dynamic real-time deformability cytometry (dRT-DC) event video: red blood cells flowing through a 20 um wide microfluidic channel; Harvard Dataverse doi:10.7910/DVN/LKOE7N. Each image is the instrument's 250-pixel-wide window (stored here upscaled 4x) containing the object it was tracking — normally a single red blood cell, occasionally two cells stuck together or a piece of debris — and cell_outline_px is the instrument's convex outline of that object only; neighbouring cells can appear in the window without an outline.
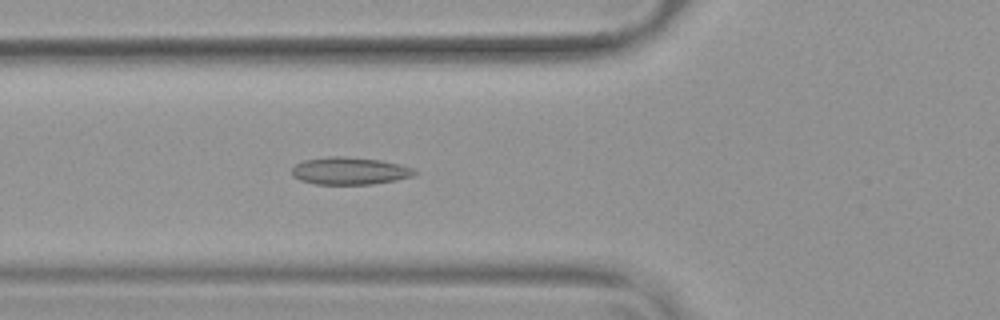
{"species": "common noctule bat (a hibernating species)", "species_latin": "Nyctalus noctula", "temperature_condition": "warm", "stored_images_in_passage": 54, "camera_frame_rate_fps": 3000, "um_per_image_px": 0.085, "animal": {"sex": "female", "body_mass_g": 19.9}, "frame": {"image": 1, "passage_image": 21, "time_ms": 6.667, "image_size_px": [1000, 320], "cell_outline_px": [[420, 172], [416, 176], [372, 184], [316, 184], [300, 180], [292, 176], [292, 168], [296, 164], [304, 160], [328, 156], [348, 156], [380, 160], [400, 164], [412, 168]], "centroid_in_image_um": [29.75, 14.52], "position_along_channel_um": 96.1, "area_um2": 19.77}}
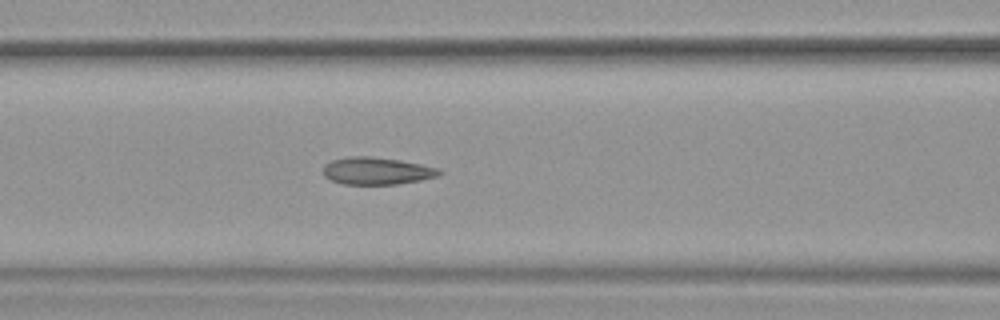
{"frame": {"image": 2, "passage_image": 24, "time_ms": 7.667, "image_size_px": [1000, 320], "cell_outline_px": [[444, 172], [440, 176], [420, 180], [396, 184], [344, 184], [332, 180], [324, 176], [324, 164], [332, 160], [348, 156], [372, 156], [400, 160], [420, 164], [436, 168]], "centroid_in_image_um": [32.03, 14.52], "position_along_channel_um": 134.6, "area_um2": 18.44}}
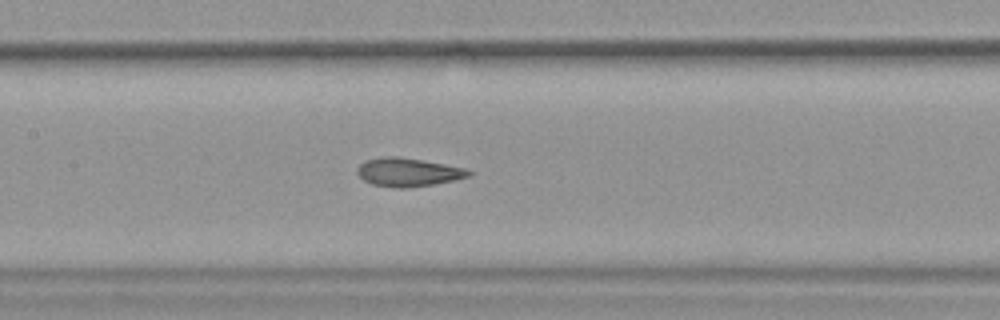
{"frame": {"image": 3, "passage_image": 27, "time_ms": 8.667, "image_size_px": [1000, 320], "cell_outline_px": [[472, 176], [456, 180], [408, 188], [400, 188], [372, 184], [364, 180], [356, 172], [356, 168], [364, 160], [384, 156], [396, 156], [468, 168], [472, 172]], "centroid_in_image_um": [34.7, 14.63], "position_along_channel_um": 172.7, "area_um2": 18.55}, "authors_computed_cell_mechanics": {"area_um2": 19.6231, "velocity_mm_per_s": 3.8173, "shape_relaxation_time_tau1_ms": null, "shape_relaxation_time_tau2_ms": 1.4594, "deformation_change_tau1": null, "deformation_change_tau2": 0.0858}}